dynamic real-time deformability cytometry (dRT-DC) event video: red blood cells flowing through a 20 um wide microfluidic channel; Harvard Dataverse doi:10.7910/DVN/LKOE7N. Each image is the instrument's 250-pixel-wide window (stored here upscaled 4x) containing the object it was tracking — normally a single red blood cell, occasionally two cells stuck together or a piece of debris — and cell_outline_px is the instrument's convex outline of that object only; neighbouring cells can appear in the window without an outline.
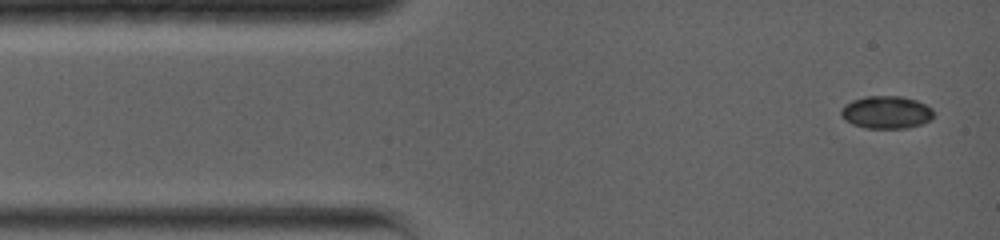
{"species": "common noctule bat (a hibernating species)", "species_latin": "Nyctalus noctula", "temperature_condition": "warm", "stored_images_in_passage": 36, "camera_frame_rate_fps": 5000, "um_per_image_px": 0.085, "animal": {"sex": "female", "body_mass_g": 19.0, "forearm_length_mm": 56.7}, "frame": {"image": 1, "passage_image": 1, "time_ms": 0.0, "image_size_px": [1000, 240], "cell_outline_px": [[932, 120], [908, 128], [864, 128], [852, 124], [844, 120], [840, 116], [840, 108], [844, 104], [852, 100], [864, 96], [900, 96], [916, 100], [932, 108]], "centroid_in_image_um": [75.28, 9.54], "position_along_channel_um": 9.7, "area_um2": 17.8}}
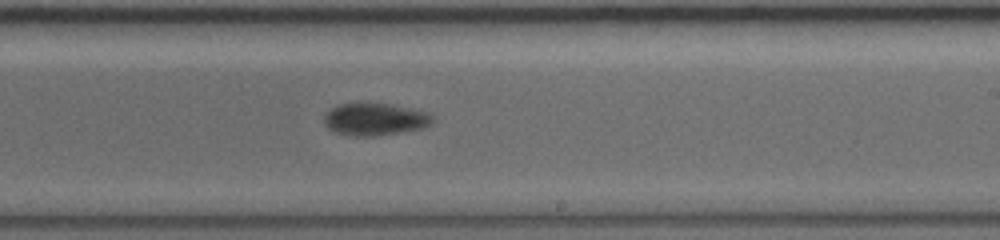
{"frame": {"image": 2, "passage_image": 16, "time_ms": 8.2, "image_size_px": [1000, 240], "cell_outline_px": [[436, 120], [424, 128], [372, 136], [356, 136], [336, 132], [328, 128], [324, 124], [324, 116], [332, 108], [340, 104], [360, 100], [388, 104], [408, 108], [424, 112], [432, 116]], "centroid_in_image_um": [31.83, 10.1], "position_along_channel_um": 257.2, "area_um2": 20.58}}
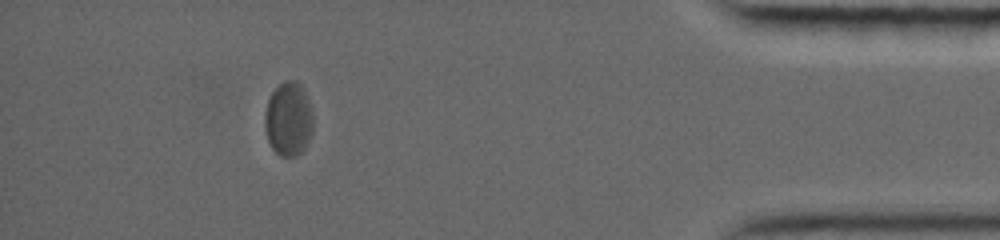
{"frame": {"image": 3, "passage_image": 31, "time_ms": 13.6, "image_size_px": [1000, 240], "cell_outline_px": [[312, 132], [304, 148], [296, 156], [280, 156], [272, 148], [268, 140], [264, 124], [264, 116], [268, 100], [272, 92], [284, 80], [296, 80], [304, 88], [312, 108]], "centroid_in_image_um": [24.52, 10.09], "position_along_channel_um": 410.7, "area_um2": 20.87}, "authors_computed_cell_mechanics": {"area_um2": 20.4323, "velocity_mm_per_s": 3.8492, "shape_relaxation_time_tau1_ms": 3.7872, "shape_relaxation_time_tau2_ms": null, "deformation_change_tau1": 0.0714, "deformation_change_tau2": null}}